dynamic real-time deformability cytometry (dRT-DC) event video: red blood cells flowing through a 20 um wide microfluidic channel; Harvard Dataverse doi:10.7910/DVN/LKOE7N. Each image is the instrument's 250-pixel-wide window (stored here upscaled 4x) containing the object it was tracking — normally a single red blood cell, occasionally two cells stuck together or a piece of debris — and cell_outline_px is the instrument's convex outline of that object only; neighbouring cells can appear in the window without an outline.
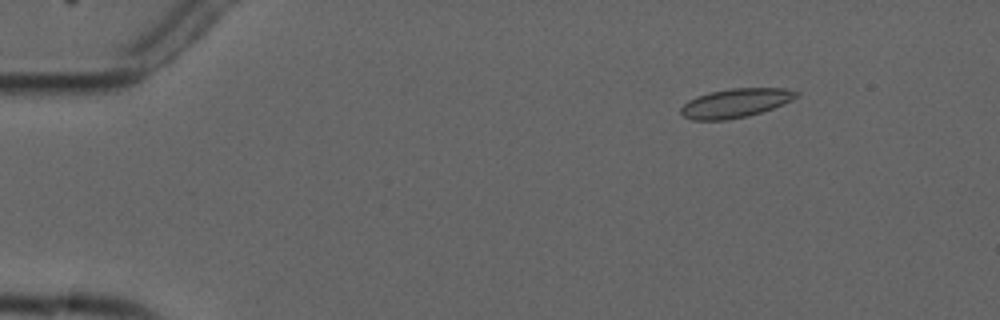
{"species": "common noctule bat (a hibernating species)", "species_latin": "Nyctalus noctula", "temperature_condition": "cold", "stored_images_in_passage": 4, "camera_frame_rate_fps": 3000, "um_per_image_px": 0.085, "animal": {"sex": "male", "forearm_length_mm": 52.5}, "frame": {"image": 1, "passage_image": 2, "time_ms": 1.333, "image_size_px": [1000, 320], "cell_outline_px": [[800, 96], [784, 104], [748, 116], [724, 120], [692, 120], [684, 116], [680, 112], [680, 108], [688, 100], [696, 96], [712, 92], [732, 88], [788, 88], [800, 92]], "centroid_in_image_um": [62.55, 8.75], "position_along_channel_um": 22.4, "area_um2": 19.54}}